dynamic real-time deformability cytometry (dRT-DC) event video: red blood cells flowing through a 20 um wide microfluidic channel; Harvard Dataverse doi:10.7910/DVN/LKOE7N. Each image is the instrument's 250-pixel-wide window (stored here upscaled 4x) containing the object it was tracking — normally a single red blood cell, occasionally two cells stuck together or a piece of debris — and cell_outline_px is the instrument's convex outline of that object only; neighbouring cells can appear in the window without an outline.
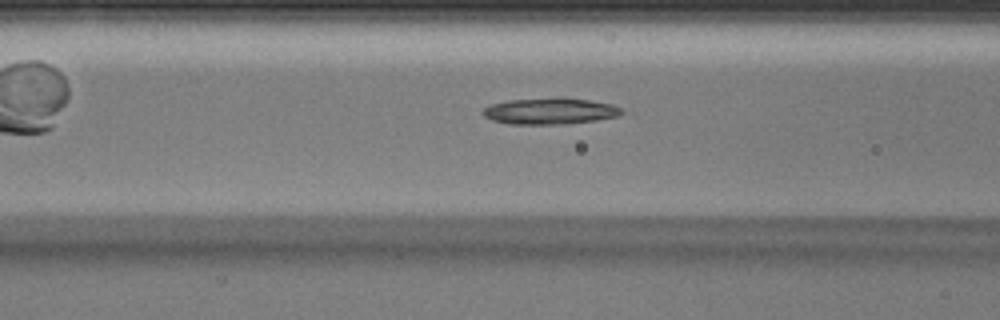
{"species": "Egyptian fruit bat (a non-hibernating species)", "species_latin": "Rousettus aegyptiacus", "temperature_condition": "warm", "stored_images_in_passage": 26, "camera_frame_rate_fps": 3000, "um_per_image_px": 0.085, "animal": {"sex": "male"}, "frame": {"image": 1, "passage_image": 7, "time_ms": 2.0, "image_size_px": [1000, 320], "cell_outline_px": [[636, 112], [620, 116], [596, 120], [564, 124], [508, 124], [492, 120], [484, 116], [480, 112], [488, 104], [508, 100], [560, 96], [588, 100], [612, 104]], "centroid_in_image_um": [46.85, 9.43], "position_along_channel_um": 119.8, "area_um2": 22.2}}
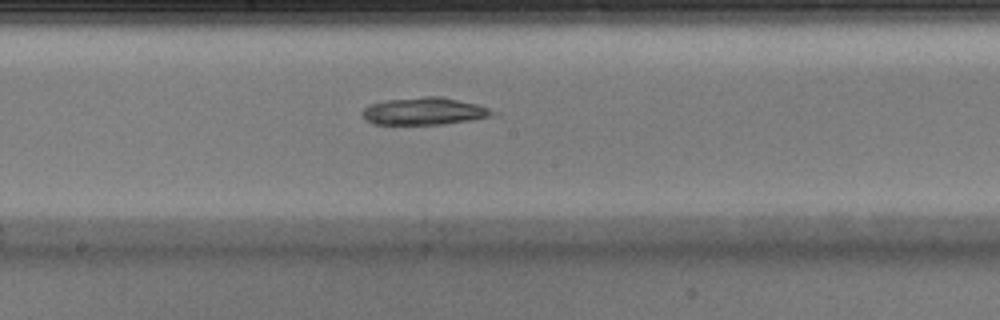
{"frame": {"image": 2, "passage_image": 13, "time_ms": 4.0, "image_size_px": [1000, 320], "cell_outline_px": [[500, 112], [488, 116], [468, 120], [444, 124], [372, 124], [364, 120], [360, 112], [368, 104], [388, 100], [424, 96], [444, 96], [476, 104]], "centroid_in_image_um": [36.0, 9.44], "position_along_channel_um": 212.2, "area_um2": 20.81}}
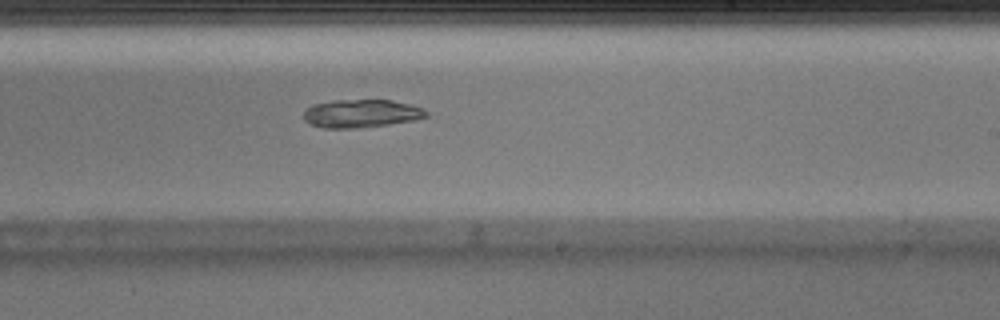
{"frame": {"image": 3, "passage_image": 16, "time_ms": 5.0, "image_size_px": [1000, 320], "cell_outline_px": [[428, 116], [416, 120], [388, 124], [356, 128], [324, 128], [312, 124], [304, 120], [304, 112], [312, 104], [332, 100], [392, 100], [424, 108], [428, 112]], "centroid_in_image_um": [30.72, 9.64], "position_along_channel_um": 258.3, "area_um2": 20.06}}